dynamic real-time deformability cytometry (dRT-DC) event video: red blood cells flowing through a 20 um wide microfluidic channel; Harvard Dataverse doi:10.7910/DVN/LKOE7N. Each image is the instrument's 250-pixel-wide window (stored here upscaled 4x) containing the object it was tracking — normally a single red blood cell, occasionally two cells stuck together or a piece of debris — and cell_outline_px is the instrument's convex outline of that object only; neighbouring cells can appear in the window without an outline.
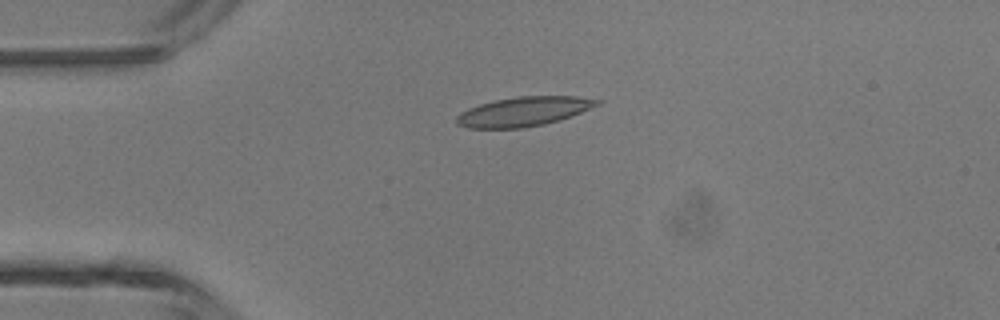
{"species": "common noctule bat (a hibernating species)", "species_latin": "Nyctalus noctula", "temperature_condition": "room temperature", "stored_images_in_passage": 5, "camera_frame_rate_fps": 3000, "um_per_image_px": 0.085, "animal": {"sex": "male", "body_mass_g": 13.3}, "frame": {"image": 1, "passage_image": 3, "time_ms": 0.667, "image_size_px": [1000, 320], "cell_outline_px": [[600, 104], [560, 120], [544, 124], [524, 128], [468, 128], [456, 124], [456, 116], [460, 112], [468, 108], [480, 104], [496, 100], [516, 96], [576, 96], [600, 100]], "centroid_in_image_um": [44.47, 9.48], "position_along_channel_um": 40.5, "area_um2": 23.99}}
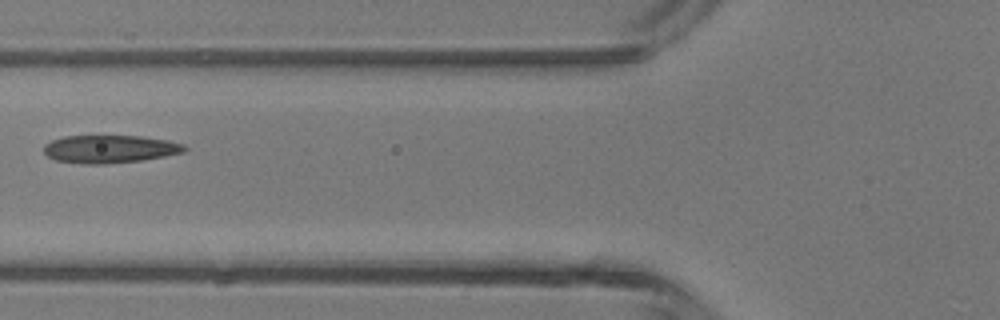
{"frame": {"image": 2, "passage_image": 5, "time_ms": 1.333, "image_size_px": [1000, 320], "cell_outline_px": [[188, 148], [184, 152], [144, 160], [104, 164], [80, 164], [56, 160], [48, 156], [44, 152], [44, 144], [52, 140], [64, 136], [140, 136], [168, 140], [184, 144]], "centroid_in_image_um": [9.34, 12.67], "position_along_channel_um": 116.5, "area_um2": 22.95}}